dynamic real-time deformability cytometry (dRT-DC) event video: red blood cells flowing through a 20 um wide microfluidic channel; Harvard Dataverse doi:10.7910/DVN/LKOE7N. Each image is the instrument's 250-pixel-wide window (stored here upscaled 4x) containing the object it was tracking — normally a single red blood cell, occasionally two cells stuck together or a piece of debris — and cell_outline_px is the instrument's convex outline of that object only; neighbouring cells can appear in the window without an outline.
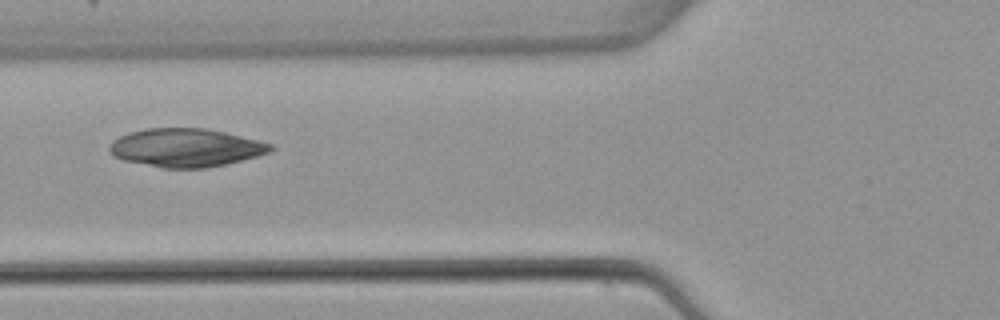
{"species": "common noctule bat (a hibernating species)", "species_latin": "Nyctalus noctula", "temperature_condition": "warm", "stored_images_in_passage": 6, "camera_frame_rate_fps": 3000, "um_per_image_px": 0.085, "animal": {"sex": "female", "body_mass_g": 22.7, "forearm_length_mm": 54.2}, "frame": {"image": 1, "passage_image": 6, "time_ms": 6.333, "image_size_px": [1000, 320], "cell_outline_px": [[276, 148], [268, 152], [256, 156], [228, 164], [208, 168], [160, 168], [124, 160], [112, 156], [108, 148], [108, 144], [112, 140], [120, 136], [132, 132], [148, 128], [204, 128], [224, 132], [272, 144]], "centroid_in_image_um": [15.76, 12.57], "position_along_channel_um": 110.0, "area_um2": 36.01}}